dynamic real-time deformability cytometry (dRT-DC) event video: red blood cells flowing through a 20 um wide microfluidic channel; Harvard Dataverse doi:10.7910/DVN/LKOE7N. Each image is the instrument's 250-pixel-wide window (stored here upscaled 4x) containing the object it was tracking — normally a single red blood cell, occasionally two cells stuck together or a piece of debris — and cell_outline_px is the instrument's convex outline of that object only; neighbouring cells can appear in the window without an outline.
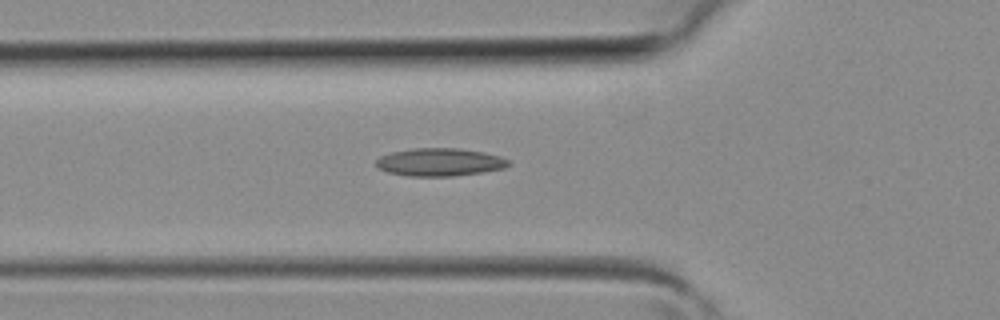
{"species": "common noctule bat (a hibernating species)", "species_latin": "Nyctalus noctula", "temperature_condition": "room temperature", "stored_images_in_passage": 37, "camera_frame_rate_fps": 3000, "um_per_image_px": 0.085, "animal": {"sex": "female", "body_mass_g": 19.3, "forearm_length_mm": 54.1}, "frame": {"image": 1, "passage_image": 14, "time_ms": 4.333, "image_size_px": [1000, 320], "cell_outline_px": [[512, 164], [504, 168], [480, 172], [452, 176], [408, 176], [388, 172], [380, 168], [376, 164], [376, 160], [380, 156], [392, 152], [412, 148], [460, 148], [484, 152], [500, 156], [508, 160]], "centroid_in_image_um": [37.39, 13.77], "position_along_channel_um": 88.4, "area_um2": 21.44}}
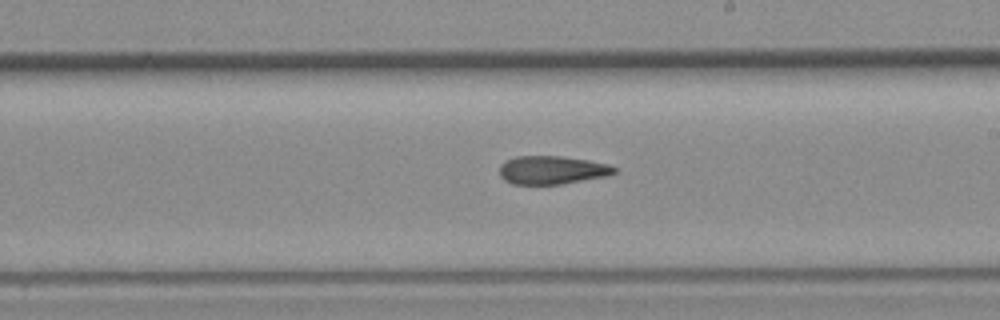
{"frame": {"image": 2, "passage_image": 23, "time_ms": 7.333, "image_size_px": [1000, 320], "cell_outline_px": [[616, 172], [608, 176], [564, 184], [512, 184], [504, 180], [500, 176], [500, 164], [504, 160], [516, 156], [560, 156], [588, 160], [608, 164], [616, 168]], "centroid_in_image_um": [46.91, 14.45], "position_along_channel_um": 242.1, "area_um2": 19.13}}
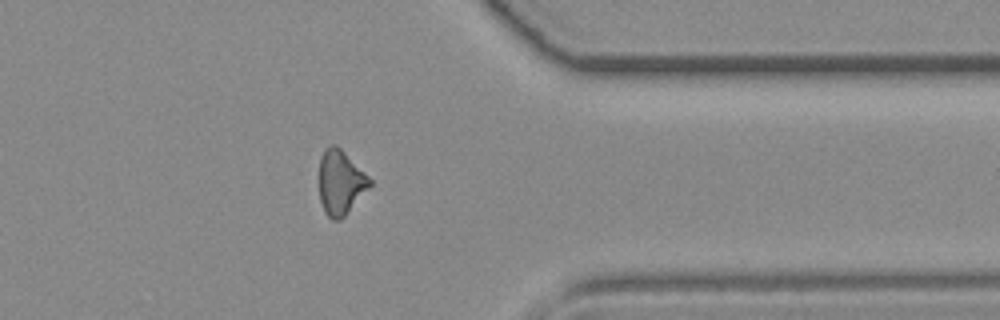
{"frame": {"image": 3, "passage_image": 32, "time_ms": 10.333, "image_size_px": [1000, 320], "cell_outline_px": [[372, 184], [344, 216], [340, 220], [332, 220], [324, 212], [320, 200], [320, 156], [324, 148], [328, 144], [336, 144], [372, 180]], "centroid_in_image_um": [28.92, 15.49], "position_along_channel_um": 382.5, "area_um2": 18.84}}